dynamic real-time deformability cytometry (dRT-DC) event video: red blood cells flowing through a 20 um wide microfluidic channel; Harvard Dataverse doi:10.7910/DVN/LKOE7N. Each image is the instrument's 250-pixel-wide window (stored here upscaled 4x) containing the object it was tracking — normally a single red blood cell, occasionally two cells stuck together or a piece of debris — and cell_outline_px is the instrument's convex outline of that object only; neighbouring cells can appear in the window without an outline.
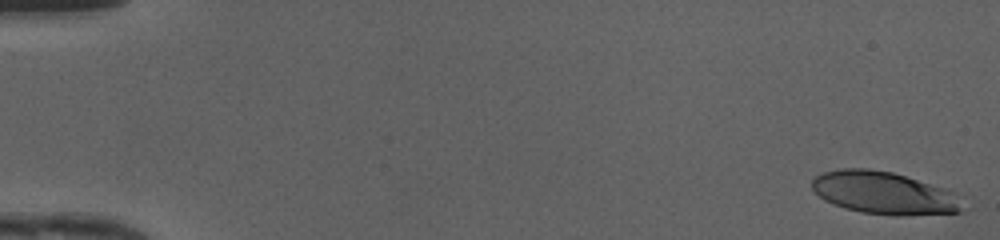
{"species": "human", "species_latin": "Homo sapiens", "temperature_condition": "cold", "stored_images_in_passage": 49, "camera_frame_rate_fps": 3000, "um_per_image_px": 0.085, "donor": {"sex": "female"}, "frame": {"image": 1, "passage_image": 1, "time_ms": 0.0, "image_size_px": [1000, 240], "cell_outline_px": [[960, 212], [900, 216], [892, 216], [864, 212], [844, 208], [832, 204], [824, 200], [812, 188], [812, 180], [816, 176], [824, 172], [840, 168], [868, 168], [892, 172], [944, 188], [952, 192]], "centroid_in_image_um": [75.02, 16.39], "position_along_channel_um": 10.0, "area_um2": 36.65}}
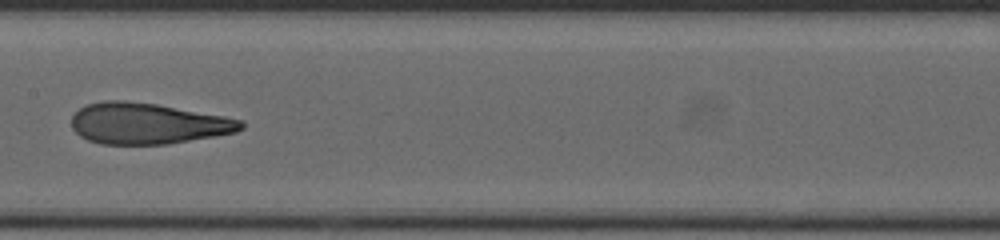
{"frame": {"image": 2, "passage_image": 26, "time_ms": 8.333, "image_size_px": [1000, 240], "cell_outline_px": [[244, 128], [236, 132], [216, 136], [168, 144], [100, 144], [88, 140], [80, 136], [72, 128], [72, 116], [84, 104], [104, 100], [124, 100], [156, 104], [224, 116], [244, 120]], "centroid_in_image_um": [12.55, 10.49], "position_along_channel_um": 194.9, "area_um2": 40.69}}
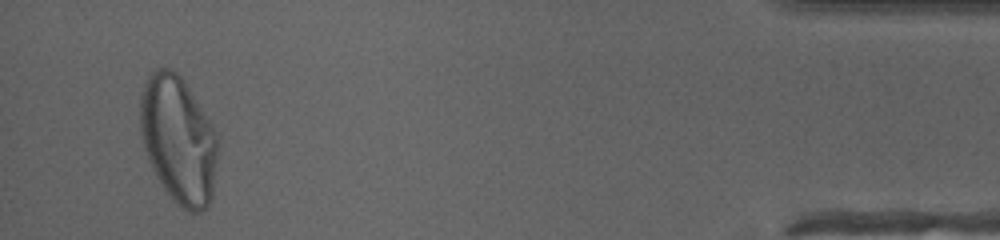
{"frame": {"image": 3, "passage_image": 47, "time_ms": 15.333, "image_size_px": [1000, 240], "cell_outline_px": [[216, 156], [212, 196], [208, 208], [200, 212], [188, 212], [172, 200], [164, 188], [152, 168], [148, 160], [144, 148], [140, 132], [140, 96], [144, 84], [148, 76], [156, 68], [172, 68], [184, 80], [208, 120], [212, 128], [216, 140]], "centroid_in_image_um": [15.12, 11.88], "position_along_channel_um": 420.1, "area_um2": 56.99}, "authors_computed_cell_mechanics": {"area_um2": 40.4022, "velocity_mm_per_s": 4.2031, "shape_relaxation_time_tau1_ms": null, "shape_relaxation_time_tau2_ms": 1.1492, "deformation_change_tau1": null, "deformation_change_tau2": 0.1025}}